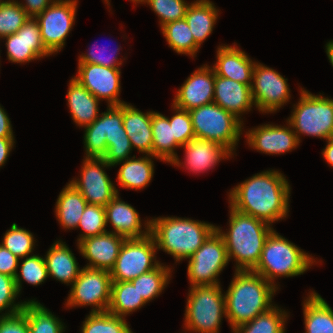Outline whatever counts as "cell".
Wrapping results in <instances>:
<instances>
[{
  "mask_svg": "<svg viewBox=\"0 0 333 333\" xmlns=\"http://www.w3.org/2000/svg\"><path fill=\"white\" fill-rule=\"evenodd\" d=\"M188 259L190 287L218 285L217 277L229 263L226 245L219 231L215 229Z\"/></svg>",
  "mask_w": 333,
  "mask_h": 333,
  "instance_id": "10",
  "label": "cell"
},
{
  "mask_svg": "<svg viewBox=\"0 0 333 333\" xmlns=\"http://www.w3.org/2000/svg\"><path fill=\"white\" fill-rule=\"evenodd\" d=\"M217 62L212 67L215 75L246 85L252 84V73L256 62L234 46L222 45L217 50Z\"/></svg>",
  "mask_w": 333,
  "mask_h": 333,
  "instance_id": "24",
  "label": "cell"
},
{
  "mask_svg": "<svg viewBox=\"0 0 333 333\" xmlns=\"http://www.w3.org/2000/svg\"><path fill=\"white\" fill-rule=\"evenodd\" d=\"M305 333H333V310L315 291L303 302Z\"/></svg>",
  "mask_w": 333,
  "mask_h": 333,
  "instance_id": "29",
  "label": "cell"
},
{
  "mask_svg": "<svg viewBox=\"0 0 333 333\" xmlns=\"http://www.w3.org/2000/svg\"><path fill=\"white\" fill-rule=\"evenodd\" d=\"M0 137L1 138H14L11 121L0 105Z\"/></svg>",
  "mask_w": 333,
  "mask_h": 333,
  "instance_id": "50",
  "label": "cell"
},
{
  "mask_svg": "<svg viewBox=\"0 0 333 333\" xmlns=\"http://www.w3.org/2000/svg\"><path fill=\"white\" fill-rule=\"evenodd\" d=\"M77 0H55L35 17L46 49L55 54L62 50L75 23Z\"/></svg>",
  "mask_w": 333,
  "mask_h": 333,
  "instance_id": "13",
  "label": "cell"
},
{
  "mask_svg": "<svg viewBox=\"0 0 333 333\" xmlns=\"http://www.w3.org/2000/svg\"><path fill=\"white\" fill-rule=\"evenodd\" d=\"M286 126L264 124L246 132L247 143L251 148L265 154H284L299 145L294 129L287 121ZM291 128V129H290Z\"/></svg>",
  "mask_w": 333,
  "mask_h": 333,
  "instance_id": "20",
  "label": "cell"
},
{
  "mask_svg": "<svg viewBox=\"0 0 333 333\" xmlns=\"http://www.w3.org/2000/svg\"><path fill=\"white\" fill-rule=\"evenodd\" d=\"M326 53L329 59V62L331 63L332 67H333V41H329L326 44Z\"/></svg>",
  "mask_w": 333,
  "mask_h": 333,
  "instance_id": "53",
  "label": "cell"
},
{
  "mask_svg": "<svg viewBox=\"0 0 333 333\" xmlns=\"http://www.w3.org/2000/svg\"><path fill=\"white\" fill-rule=\"evenodd\" d=\"M229 230L222 235L229 261L236 260V271H252L258 264L264 243L273 230L272 225L263 220L240 213L230 207Z\"/></svg>",
  "mask_w": 333,
  "mask_h": 333,
  "instance_id": "4",
  "label": "cell"
},
{
  "mask_svg": "<svg viewBox=\"0 0 333 333\" xmlns=\"http://www.w3.org/2000/svg\"><path fill=\"white\" fill-rule=\"evenodd\" d=\"M34 241L36 240H34L33 234L30 231L20 228L16 223H13L11 228L6 231L1 245L19 259H24L33 252Z\"/></svg>",
  "mask_w": 333,
  "mask_h": 333,
  "instance_id": "40",
  "label": "cell"
},
{
  "mask_svg": "<svg viewBox=\"0 0 333 333\" xmlns=\"http://www.w3.org/2000/svg\"><path fill=\"white\" fill-rule=\"evenodd\" d=\"M19 258L16 257L11 251L6 249L0 244V273L16 277L17 269L19 267Z\"/></svg>",
  "mask_w": 333,
  "mask_h": 333,
  "instance_id": "48",
  "label": "cell"
},
{
  "mask_svg": "<svg viewBox=\"0 0 333 333\" xmlns=\"http://www.w3.org/2000/svg\"><path fill=\"white\" fill-rule=\"evenodd\" d=\"M106 223H111L114 234L126 239L145 237L150 233V220L145 223L142 231V223L138 212L130 204L120 200L117 194L106 206Z\"/></svg>",
  "mask_w": 333,
  "mask_h": 333,
  "instance_id": "22",
  "label": "cell"
},
{
  "mask_svg": "<svg viewBox=\"0 0 333 333\" xmlns=\"http://www.w3.org/2000/svg\"><path fill=\"white\" fill-rule=\"evenodd\" d=\"M173 109L176 111L175 115L169 118V123L172 125L173 136L175 141L180 145H186L193 138H195L192 120L189 111L178 108L172 104Z\"/></svg>",
  "mask_w": 333,
  "mask_h": 333,
  "instance_id": "45",
  "label": "cell"
},
{
  "mask_svg": "<svg viewBox=\"0 0 333 333\" xmlns=\"http://www.w3.org/2000/svg\"><path fill=\"white\" fill-rule=\"evenodd\" d=\"M26 4L20 3V6L25 10L30 18H35L42 13L55 0H24Z\"/></svg>",
  "mask_w": 333,
  "mask_h": 333,
  "instance_id": "49",
  "label": "cell"
},
{
  "mask_svg": "<svg viewBox=\"0 0 333 333\" xmlns=\"http://www.w3.org/2000/svg\"><path fill=\"white\" fill-rule=\"evenodd\" d=\"M215 229L210 223L175 216L150 220L156 248L172 255L177 262L191 257Z\"/></svg>",
  "mask_w": 333,
  "mask_h": 333,
  "instance_id": "5",
  "label": "cell"
},
{
  "mask_svg": "<svg viewBox=\"0 0 333 333\" xmlns=\"http://www.w3.org/2000/svg\"><path fill=\"white\" fill-rule=\"evenodd\" d=\"M290 185L282 173L266 170L253 175L229 193L230 207L268 224L289 212Z\"/></svg>",
  "mask_w": 333,
  "mask_h": 333,
  "instance_id": "1",
  "label": "cell"
},
{
  "mask_svg": "<svg viewBox=\"0 0 333 333\" xmlns=\"http://www.w3.org/2000/svg\"><path fill=\"white\" fill-rule=\"evenodd\" d=\"M161 30L170 48L178 54L195 57L200 47L195 43L185 18L165 24L161 26Z\"/></svg>",
  "mask_w": 333,
  "mask_h": 333,
  "instance_id": "35",
  "label": "cell"
},
{
  "mask_svg": "<svg viewBox=\"0 0 333 333\" xmlns=\"http://www.w3.org/2000/svg\"><path fill=\"white\" fill-rule=\"evenodd\" d=\"M4 2H6V1H4V0H0V5H1L2 3H4Z\"/></svg>",
  "mask_w": 333,
  "mask_h": 333,
  "instance_id": "55",
  "label": "cell"
},
{
  "mask_svg": "<svg viewBox=\"0 0 333 333\" xmlns=\"http://www.w3.org/2000/svg\"><path fill=\"white\" fill-rule=\"evenodd\" d=\"M112 278L108 271L83 267L72 284L67 307H93L91 312H105L111 300Z\"/></svg>",
  "mask_w": 333,
  "mask_h": 333,
  "instance_id": "12",
  "label": "cell"
},
{
  "mask_svg": "<svg viewBox=\"0 0 333 333\" xmlns=\"http://www.w3.org/2000/svg\"><path fill=\"white\" fill-rule=\"evenodd\" d=\"M30 17L18 1L7 0L0 5V38L18 32Z\"/></svg>",
  "mask_w": 333,
  "mask_h": 333,
  "instance_id": "39",
  "label": "cell"
},
{
  "mask_svg": "<svg viewBox=\"0 0 333 333\" xmlns=\"http://www.w3.org/2000/svg\"><path fill=\"white\" fill-rule=\"evenodd\" d=\"M160 18V26L185 18L189 3L185 0H143Z\"/></svg>",
  "mask_w": 333,
  "mask_h": 333,
  "instance_id": "43",
  "label": "cell"
},
{
  "mask_svg": "<svg viewBox=\"0 0 333 333\" xmlns=\"http://www.w3.org/2000/svg\"><path fill=\"white\" fill-rule=\"evenodd\" d=\"M125 239L123 236L107 231L81 240L77 246L82 257L89 260L86 267L110 272Z\"/></svg>",
  "mask_w": 333,
  "mask_h": 333,
  "instance_id": "19",
  "label": "cell"
},
{
  "mask_svg": "<svg viewBox=\"0 0 333 333\" xmlns=\"http://www.w3.org/2000/svg\"><path fill=\"white\" fill-rule=\"evenodd\" d=\"M22 313L27 318L29 333H63L65 331L63 323L38 301H26Z\"/></svg>",
  "mask_w": 333,
  "mask_h": 333,
  "instance_id": "34",
  "label": "cell"
},
{
  "mask_svg": "<svg viewBox=\"0 0 333 333\" xmlns=\"http://www.w3.org/2000/svg\"><path fill=\"white\" fill-rule=\"evenodd\" d=\"M214 103L241 121V113L250 111L254 102L251 85L215 75Z\"/></svg>",
  "mask_w": 333,
  "mask_h": 333,
  "instance_id": "23",
  "label": "cell"
},
{
  "mask_svg": "<svg viewBox=\"0 0 333 333\" xmlns=\"http://www.w3.org/2000/svg\"><path fill=\"white\" fill-rule=\"evenodd\" d=\"M322 155L326 162L333 167V138L327 140V145L322 151Z\"/></svg>",
  "mask_w": 333,
  "mask_h": 333,
  "instance_id": "52",
  "label": "cell"
},
{
  "mask_svg": "<svg viewBox=\"0 0 333 333\" xmlns=\"http://www.w3.org/2000/svg\"><path fill=\"white\" fill-rule=\"evenodd\" d=\"M67 101L72 119L76 125L86 127L98 118L100 100L74 77L69 83Z\"/></svg>",
  "mask_w": 333,
  "mask_h": 333,
  "instance_id": "26",
  "label": "cell"
},
{
  "mask_svg": "<svg viewBox=\"0 0 333 333\" xmlns=\"http://www.w3.org/2000/svg\"><path fill=\"white\" fill-rule=\"evenodd\" d=\"M181 147L185 148V161L180 162L177 157L172 165L183 166L194 173H203L213 169L222 159L231 157L234 153L224 145L206 139L193 138L189 143ZM231 155V156H230ZM186 165V166H185Z\"/></svg>",
  "mask_w": 333,
  "mask_h": 333,
  "instance_id": "21",
  "label": "cell"
},
{
  "mask_svg": "<svg viewBox=\"0 0 333 333\" xmlns=\"http://www.w3.org/2000/svg\"><path fill=\"white\" fill-rule=\"evenodd\" d=\"M215 73L213 68L204 65L195 70L176 92L173 105L190 111L213 103Z\"/></svg>",
  "mask_w": 333,
  "mask_h": 333,
  "instance_id": "18",
  "label": "cell"
},
{
  "mask_svg": "<svg viewBox=\"0 0 333 333\" xmlns=\"http://www.w3.org/2000/svg\"><path fill=\"white\" fill-rule=\"evenodd\" d=\"M130 1L134 2L135 4H136V3L139 4V3H142L143 0H130ZM104 2H105L107 5H110L109 0H105Z\"/></svg>",
  "mask_w": 333,
  "mask_h": 333,
  "instance_id": "54",
  "label": "cell"
},
{
  "mask_svg": "<svg viewBox=\"0 0 333 333\" xmlns=\"http://www.w3.org/2000/svg\"><path fill=\"white\" fill-rule=\"evenodd\" d=\"M278 287L250 270L236 271L225 293L226 318L232 330L269 311Z\"/></svg>",
  "mask_w": 333,
  "mask_h": 333,
  "instance_id": "2",
  "label": "cell"
},
{
  "mask_svg": "<svg viewBox=\"0 0 333 333\" xmlns=\"http://www.w3.org/2000/svg\"><path fill=\"white\" fill-rule=\"evenodd\" d=\"M94 46V45H93ZM98 47V45H97ZM109 47V45H108ZM95 48V46H94ZM91 49V48H90ZM87 54H82L79 56L78 63H90V64H98L101 66L109 67V68H120L122 65V61L120 58V62L118 61L117 52L121 49V46L113 51L110 55L105 54L106 48L102 47L96 49L95 51L91 49ZM111 51V49L109 50ZM113 56V57H112Z\"/></svg>",
  "mask_w": 333,
  "mask_h": 333,
  "instance_id": "46",
  "label": "cell"
},
{
  "mask_svg": "<svg viewBox=\"0 0 333 333\" xmlns=\"http://www.w3.org/2000/svg\"><path fill=\"white\" fill-rule=\"evenodd\" d=\"M314 262L316 261L311 255L273 229L264 243L260 260L252 271L277 287L274 283L277 277L301 275Z\"/></svg>",
  "mask_w": 333,
  "mask_h": 333,
  "instance_id": "6",
  "label": "cell"
},
{
  "mask_svg": "<svg viewBox=\"0 0 333 333\" xmlns=\"http://www.w3.org/2000/svg\"><path fill=\"white\" fill-rule=\"evenodd\" d=\"M171 268L160 264L150 272L142 274L130 282L137 288L146 302L160 295L171 277Z\"/></svg>",
  "mask_w": 333,
  "mask_h": 333,
  "instance_id": "37",
  "label": "cell"
},
{
  "mask_svg": "<svg viewBox=\"0 0 333 333\" xmlns=\"http://www.w3.org/2000/svg\"><path fill=\"white\" fill-rule=\"evenodd\" d=\"M48 276L45 259L39 255L26 256L20 268V274L15 277L18 293L22 288V279L27 283L37 286L42 284Z\"/></svg>",
  "mask_w": 333,
  "mask_h": 333,
  "instance_id": "42",
  "label": "cell"
},
{
  "mask_svg": "<svg viewBox=\"0 0 333 333\" xmlns=\"http://www.w3.org/2000/svg\"><path fill=\"white\" fill-rule=\"evenodd\" d=\"M252 80V99L262 113L276 112L289 102L291 96L287 79L274 69L256 62Z\"/></svg>",
  "mask_w": 333,
  "mask_h": 333,
  "instance_id": "14",
  "label": "cell"
},
{
  "mask_svg": "<svg viewBox=\"0 0 333 333\" xmlns=\"http://www.w3.org/2000/svg\"><path fill=\"white\" fill-rule=\"evenodd\" d=\"M300 95L298 104L294 105L287 120L295 129L299 142L300 134L326 140L333 138V99L313 95L303 88Z\"/></svg>",
  "mask_w": 333,
  "mask_h": 333,
  "instance_id": "8",
  "label": "cell"
},
{
  "mask_svg": "<svg viewBox=\"0 0 333 333\" xmlns=\"http://www.w3.org/2000/svg\"><path fill=\"white\" fill-rule=\"evenodd\" d=\"M14 138H1L0 137V167L3 166L14 146Z\"/></svg>",
  "mask_w": 333,
  "mask_h": 333,
  "instance_id": "51",
  "label": "cell"
},
{
  "mask_svg": "<svg viewBox=\"0 0 333 333\" xmlns=\"http://www.w3.org/2000/svg\"><path fill=\"white\" fill-rule=\"evenodd\" d=\"M18 291L15 284V278L0 273V313L4 310H9L5 315H14L22 312L26 301L15 304V299L18 296Z\"/></svg>",
  "mask_w": 333,
  "mask_h": 333,
  "instance_id": "44",
  "label": "cell"
},
{
  "mask_svg": "<svg viewBox=\"0 0 333 333\" xmlns=\"http://www.w3.org/2000/svg\"><path fill=\"white\" fill-rule=\"evenodd\" d=\"M288 315L285 310L274 305L269 311L258 315L252 321L233 329V333H285Z\"/></svg>",
  "mask_w": 333,
  "mask_h": 333,
  "instance_id": "36",
  "label": "cell"
},
{
  "mask_svg": "<svg viewBox=\"0 0 333 333\" xmlns=\"http://www.w3.org/2000/svg\"><path fill=\"white\" fill-rule=\"evenodd\" d=\"M107 109L84 127L85 158L104 159L110 166H115L130 158L133 148L123 125V104Z\"/></svg>",
  "mask_w": 333,
  "mask_h": 333,
  "instance_id": "3",
  "label": "cell"
},
{
  "mask_svg": "<svg viewBox=\"0 0 333 333\" xmlns=\"http://www.w3.org/2000/svg\"><path fill=\"white\" fill-rule=\"evenodd\" d=\"M150 157L153 158L152 155H145V157L138 159L133 156L117 163L116 165L123 163L117 176L119 185L122 188L135 190L145 188L152 180L154 174V164Z\"/></svg>",
  "mask_w": 333,
  "mask_h": 333,
  "instance_id": "30",
  "label": "cell"
},
{
  "mask_svg": "<svg viewBox=\"0 0 333 333\" xmlns=\"http://www.w3.org/2000/svg\"><path fill=\"white\" fill-rule=\"evenodd\" d=\"M196 138L217 142L235 150L242 133L243 121L216 103H210L189 111Z\"/></svg>",
  "mask_w": 333,
  "mask_h": 333,
  "instance_id": "9",
  "label": "cell"
},
{
  "mask_svg": "<svg viewBox=\"0 0 333 333\" xmlns=\"http://www.w3.org/2000/svg\"><path fill=\"white\" fill-rule=\"evenodd\" d=\"M219 10L210 0L191 2L185 14V20L192 32L195 43L200 47L212 33Z\"/></svg>",
  "mask_w": 333,
  "mask_h": 333,
  "instance_id": "28",
  "label": "cell"
},
{
  "mask_svg": "<svg viewBox=\"0 0 333 333\" xmlns=\"http://www.w3.org/2000/svg\"><path fill=\"white\" fill-rule=\"evenodd\" d=\"M78 75L74 76L97 99H106L108 106L125 104L119 97L120 68H109L98 64L78 63Z\"/></svg>",
  "mask_w": 333,
  "mask_h": 333,
  "instance_id": "16",
  "label": "cell"
},
{
  "mask_svg": "<svg viewBox=\"0 0 333 333\" xmlns=\"http://www.w3.org/2000/svg\"><path fill=\"white\" fill-rule=\"evenodd\" d=\"M110 166L104 159L85 158L81 176L70 183L82 194L88 204L105 207L117 194L118 190L103 170Z\"/></svg>",
  "mask_w": 333,
  "mask_h": 333,
  "instance_id": "15",
  "label": "cell"
},
{
  "mask_svg": "<svg viewBox=\"0 0 333 333\" xmlns=\"http://www.w3.org/2000/svg\"><path fill=\"white\" fill-rule=\"evenodd\" d=\"M0 333H29L26 316L20 312L14 315H0Z\"/></svg>",
  "mask_w": 333,
  "mask_h": 333,
  "instance_id": "47",
  "label": "cell"
},
{
  "mask_svg": "<svg viewBox=\"0 0 333 333\" xmlns=\"http://www.w3.org/2000/svg\"><path fill=\"white\" fill-rule=\"evenodd\" d=\"M157 248L153 236L125 239L113 269L112 282L131 281L138 276L157 268ZM154 262V263H153Z\"/></svg>",
  "mask_w": 333,
  "mask_h": 333,
  "instance_id": "11",
  "label": "cell"
},
{
  "mask_svg": "<svg viewBox=\"0 0 333 333\" xmlns=\"http://www.w3.org/2000/svg\"><path fill=\"white\" fill-rule=\"evenodd\" d=\"M185 310V328L196 333H219L226 318L225 297L220 284L190 287Z\"/></svg>",
  "mask_w": 333,
  "mask_h": 333,
  "instance_id": "7",
  "label": "cell"
},
{
  "mask_svg": "<svg viewBox=\"0 0 333 333\" xmlns=\"http://www.w3.org/2000/svg\"><path fill=\"white\" fill-rule=\"evenodd\" d=\"M86 199L69 182L56 201L55 214L64 229H76L87 205Z\"/></svg>",
  "mask_w": 333,
  "mask_h": 333,
  "instance_id": "31",
  "label": "cell"
},
{
  "mask_svg": "<svg viewBox=\"0 0 333 333\" xmlns=\"http://www.w3.org/2000/svg\"><path fill=\"white\" fill-rule=\"evenodd\" d=\"M81 328V333H133L125 318L108 311L90 312Z\"/></svg>",
  "mask_w": 333,
  "mask_h": 333,
  "instance_id": "38",
  "label": "cell"
},
{
  "mask_svg": "<svg viewBox=\"0 0 333 333\" xmlns=\"http://www.w3.org/2000/svg\"><path fill=\"white\" fill-rule=\"evenodd\" d=\"M44 259L48 276L62 283L72 285L81 270L74 254L61 240L50 247Z\"/></svg>",
  "mask_w": 333,
  "mask_h": 333,
  "instance_id": "27",
  "label": "cell"
},
{
  "mask_svg": "<svg viewBox=\"0 0 333 333\" xmlns=\"http://www.w3.org/2000/svg\"><path fill=\"white\" fill-rule=\"evenodd\" d=\"M146 303L130 281L112 282L108 312L124 318L126 315L140 309Z\"/></svg>",
  "mask_w": 333,
  "mask_h": 333,
  "instance_id": "33",
  "label": "cell"
},
{
  "mask_svg": "<svg viewBox=\"0 0 333 333\" xmlns=\"http://www.w3.org/2000/svg\"><path fill=\"white\" fill-rule=\"evenodd\" d=\"M151 128L153 133L152 156L163 162L172 163L178 157L174 149L181 146L175 141L169 118L152 111Z\"/></svg>",
  "mask_w": 333,
  "mask_h": 333,
  "instance_id": "32",
  "label": "cell"
},
{
  "mask_svg": "<svg viewBox=\"0 0 333 333\" xmlns=\"http://www.w3.org/2000/svg\"><path fill=\"white\" fill-rule=\"evenodd\" d=\"M152 111L143 113L130 104H123V125L132 148L152 155L153 133L151 128Z\"/></svg>",
  "mask_w": 333,
  "mask_h": 333,
  "instance_id": "25",
  "label": "cell"
},
{
  "mask_svg": "<svg viewBox=\"0 0 333 333\" xmlns=\"http://www.w3.org/2000/svg\"><path fill=\"white\" fill-rule=\"evenodd\" d=\"M105 226H107L105 207L87 204L77 226L83 230L77 243L86 238L106 233Z\"/></svg>",
  "mask_w": 333,
  "mask_h": 333,
  "instance_id": "41",
  "label": "cell"
},
{
  "mask_svg": "<svg viewBox=\"0 0 333 333\" xmlns=\"http://www.w3.org/2000/svg\"><path fill=\"white\" fill-rule=\"evenodd\" d=\"M3 39H6L7 58L13 63L34 61L52 55L43 44L35 18H29L18 32Z\"/></svg>",
  "mask_w": 333,
  "mask_h": 333,
  "instance_id": "17",
  "label": "cell"
}]
</instances>
